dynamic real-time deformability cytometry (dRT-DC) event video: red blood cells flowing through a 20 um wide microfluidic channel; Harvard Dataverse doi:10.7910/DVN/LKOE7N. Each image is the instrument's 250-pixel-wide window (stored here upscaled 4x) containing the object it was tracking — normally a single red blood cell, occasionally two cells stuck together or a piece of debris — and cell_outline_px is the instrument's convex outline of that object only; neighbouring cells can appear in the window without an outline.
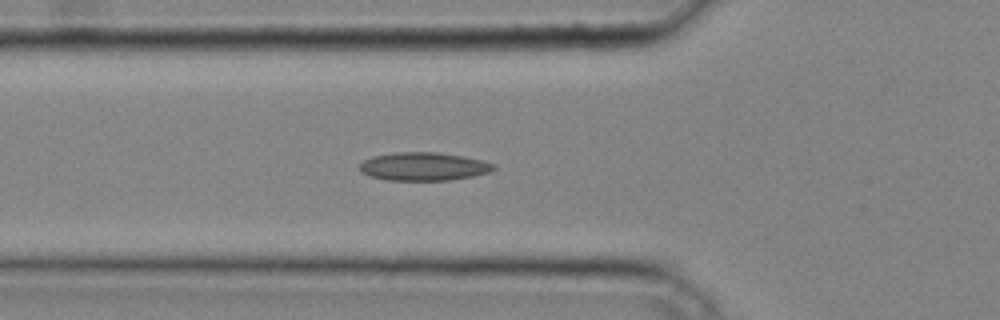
{"species": "common noctule bat (a hibernating species)", "species_latin": "Nyctalus noctula", "temperature_condition": "cold", "stored_images_in_passage": 33, "camera_frame_rate_fps": 3000, "um_per_image_px": 0.085, "animal": {"sex": "male", "body_mass_g": 20.4}, "frame": {"image": 1, "passage_image": 7, "time_ms": 2.0, "image_size_px": [1000, 320], "cell_outline_px": [[496, 168], [488, 172], [472, 176], [448, 180], [388, 180], [372, 176], [360, 172], [360, 164], [364, 160], [372, 156], [396, 152], [436, 152], [464, 156], [496, 164]], "centroid_in_image_um": [36.0, 14.14], "position_along_channel_um": 89.8, "area_um2": 21.91}}
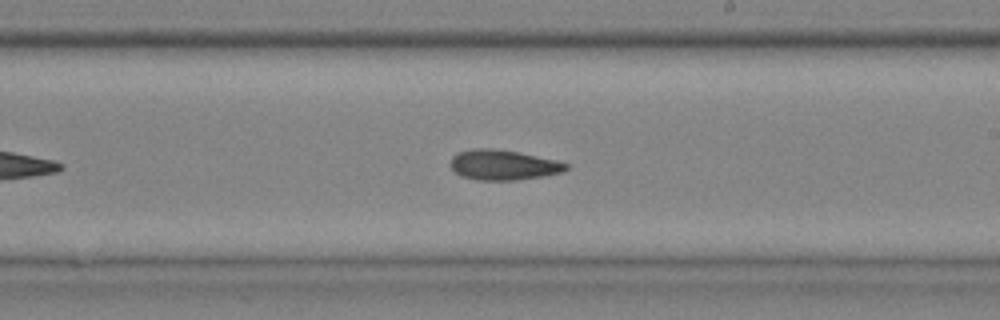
{"frame": {"image": 2, "passage_image": 17, "time_ms": 5.333, "image_size_px": [1000, 320], "cell_outline_px": [[568, 168], [564, 172], [544, 176], [516, 180], [476, 180], [460, 176], [452, 168], [452, 156], [456, 152], [476, 148], [492, 148], [516, 152], [556, 160], [568, 164]], "centroid_in_image_um": [42.77, 14.03], "position_along_channel_um": 246.2, "area_um2": 20.23}}
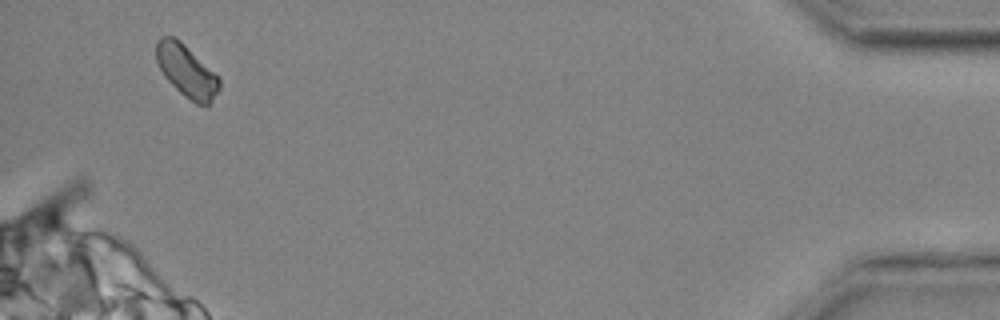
{"frame": {"image": 3, "passage_image": 32, "time_ms": 10.333, "image_size_px": [1000, 320], "cell_outline_px": [[220, 88], [208, 108], [196, 104], [184, 96], [164, 76], [156, 60], [156, 40], [160, 36], [172, 36], [180, 40], [220, 80]], "centroid_in_image_um": [15.84, 6.06], "position_along_channel_um": 419.4, "area_um2": 18.96}}